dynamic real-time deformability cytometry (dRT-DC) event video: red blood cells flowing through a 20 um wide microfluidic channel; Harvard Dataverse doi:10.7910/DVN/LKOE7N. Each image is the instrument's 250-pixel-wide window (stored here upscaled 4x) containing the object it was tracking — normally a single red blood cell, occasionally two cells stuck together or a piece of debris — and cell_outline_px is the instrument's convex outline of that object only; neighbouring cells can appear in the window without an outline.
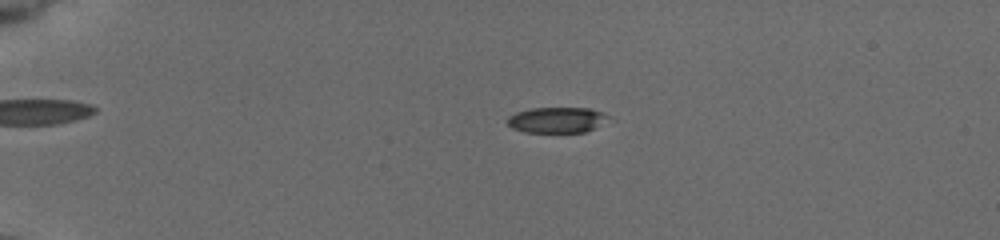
{"species": "common noctule bat (a hibernating species)", "species_latin": "Nyctalus noctula", "temperature_condition": "cold", "stored_images_in_passage": 17, "camera_frame_rate_fps": 3000, "um_per_image_px": 0.085, "animal": {"sex": "female", "body_mass_g": 19.5, "forearm_length_mm": 54.1}, "frame": {"image": 1, "passage_image": 8, "time_ms": 2.667, "image_size_px": [1000, 240], "cell_outline_px": [[616, 120], [596, 128], [584, 132], [524, 132], [512, 128], [508, 124], [508, 116], [516, 112], [532, 108], [588, 108], [604, 112], [612, 116]], "centroid_in_image_um": [47.48, 10.19], "position_along_channel_um": 37.5, "area_um2": 15.61}}
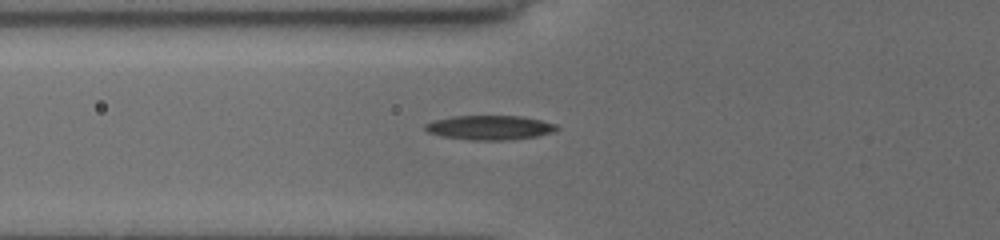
{"frame": {"image": 2, "passage_image": 16, "time_ms": 5.667, "image_size_px": [1000, 240], "cell_outline_px": [[560, 128], [552, 132], [536, 136], [504, 140], [472, 140], [440, 136], [428, 132], [424, 128], [424, 124], [436, 120], [452, 116], [520, 116], [540, 120], [556, 124]], "centroid_in_image_um": [41.61, 10.84], "position_along_channel_um": 84.2, "area_um2": 18.55}}